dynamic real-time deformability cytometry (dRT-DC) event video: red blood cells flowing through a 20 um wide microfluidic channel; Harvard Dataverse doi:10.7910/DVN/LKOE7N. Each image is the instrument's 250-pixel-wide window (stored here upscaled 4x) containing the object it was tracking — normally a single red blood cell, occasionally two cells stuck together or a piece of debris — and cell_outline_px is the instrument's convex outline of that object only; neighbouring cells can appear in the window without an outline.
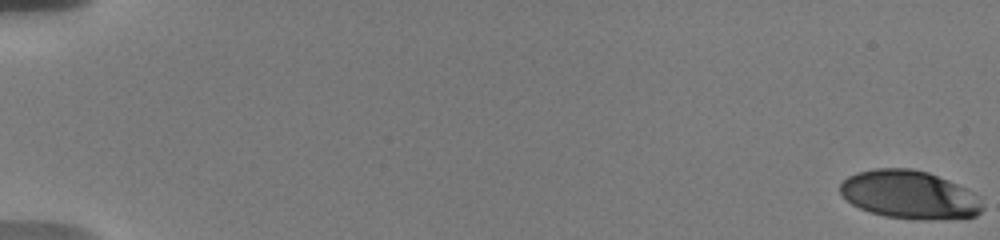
{"species": "human", "species_latin": "Homo sapiens", "temperature_condition": "warm", "stored_images_in_passage": 22, "camera_frame_rate_fps": 3000, "um_per_image_px": 0.085, "donor": {"sex": "male"}, "frame": {"image": 1, "passage_image": 1, "time_ms": 0.0, "image_size_px": [1000, 240], "cell_outline_px": [[984, 208], [976, 216], [944, 220], [916, 220], [884, 216], [868, 212], [852, 204], [840, 192], [840, 184], [848, 176], [856, 172], [876, 168], [912, 168], [928, 172], [968, 188], [972, 192]], "centroid_in_image_um": [77.3, 16.56], "position_along_channel_um": 7.7, "area_um2": 40.29}}
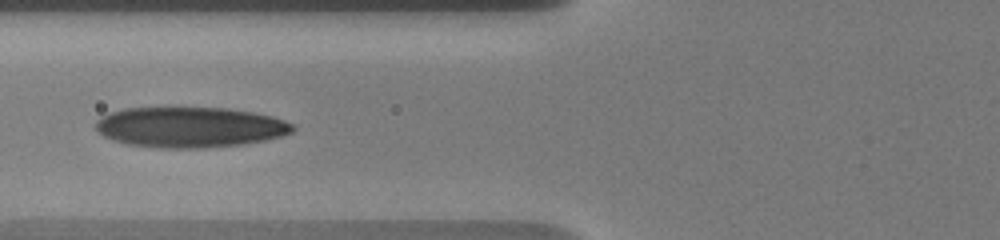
{"frame": {"image": 2, "passage_image": 19, "time_ms": 8.0, "image_size_px": [1000, 240], "cell_outline_px": [[296, 128], [292, 132], [280, 136], [264, 140], [240, 144], [204, 148], [156, 148], [128, 144], [112, 140], [104, 136], [96, 128], [96, 120], [100, 116], [108, 112], [124, 108], [228, 108], [252, 112], [272, 116], [284, 120], [292, 124]], "centroid_in_image_um": [16.11, 10.81], "position_along_channel_um": 109.7, "area_um2": 46.47}}
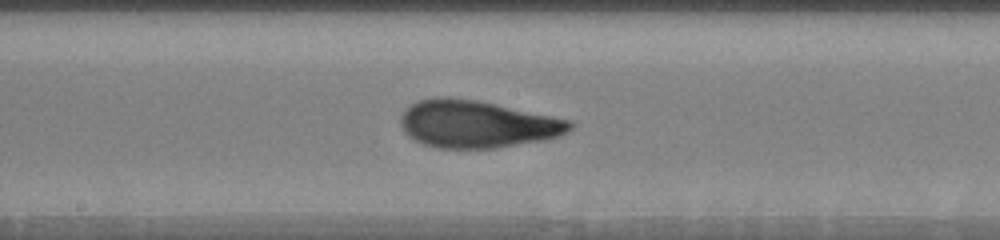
{"frame": {"image": 3, "passage_image": 22, "time_ms": 10.667, "image_size_px": [1000, 240], "cell_outline_px": [[572, 128], [568, 132], [560, 136], [544, 140], [492, 148], [440, 148], [424, 144], [408, 136], [404, 132], [400, 124], [400, 116], [404, 108], [420, 100], [432, 96], [448, 96], [480, 100], [572, 120]], "centroid_in_image_um": [40.53, 10.52], "position_along_channel_um": 207.7, "area_um2": 47.16}}